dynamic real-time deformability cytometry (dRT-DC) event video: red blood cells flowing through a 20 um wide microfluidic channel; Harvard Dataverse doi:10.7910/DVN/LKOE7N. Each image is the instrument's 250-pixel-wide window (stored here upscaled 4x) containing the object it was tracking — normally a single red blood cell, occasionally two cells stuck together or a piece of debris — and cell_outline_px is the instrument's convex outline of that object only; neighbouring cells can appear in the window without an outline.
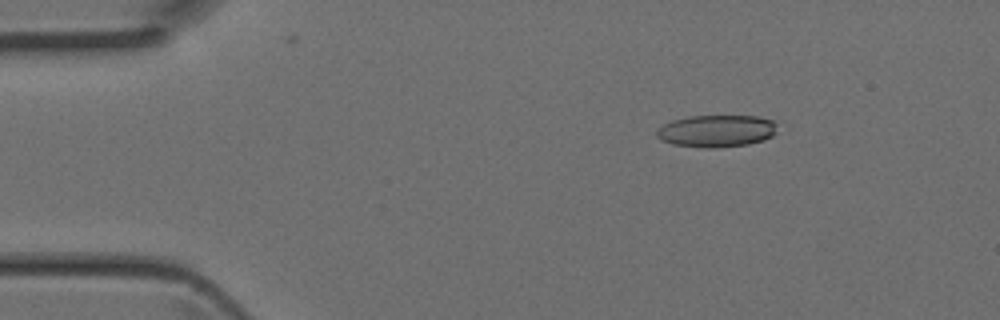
{"species": "Egyptian fruit bat (a non-hibernating species)", "species_latin": "Rousettus aegyptiacus", "temperature_condition": "room temperature", "stored_images_in_passage": 4, "camera_frame_rate_fps": 3000, "um_per_image_px": 0.085, "animal": {"sex": "female"}, "frame": {"image": 1, "passage_image": 2, "time_ms": 0.333, "image_size_px": [1000, 320], "cell_outline_px": [[776, 132], [772, 136], [764, 140], [748, 144], [708, 148], [704, 148], [672, 144], [660, 140], [656, 136], [656, 132], [664, 124], [672, 120], [688, 116], [760, 116], [776, 120]], "centroid_in_image_um": [60.93, 11.12], "position_along_channel_um": 24.1, "area_um2": 22.72}}
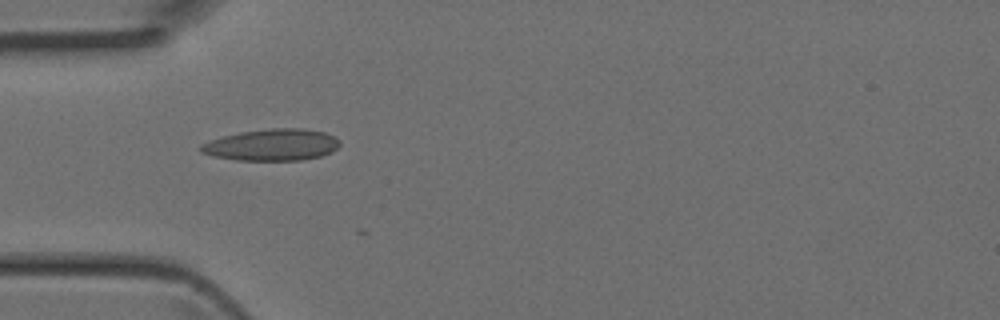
{"frame": {"image": 2, "passage_image": 4, "time_ms": 1.0, "image_size_px": [1000, 320], "cell_outline_px": [[340, 144], [332, 152], [320, 156], [300, 160], [236, 160], [212, 156], [200, 152], [200, 144], [208, 140], [240, 132], [272, 128], [304, 128], [324, 132], [340, 140]], "centroid_in_image_um": [23.09, 12.31], "position_along_channel_um": 61.9, "area_um2": 25.66}}